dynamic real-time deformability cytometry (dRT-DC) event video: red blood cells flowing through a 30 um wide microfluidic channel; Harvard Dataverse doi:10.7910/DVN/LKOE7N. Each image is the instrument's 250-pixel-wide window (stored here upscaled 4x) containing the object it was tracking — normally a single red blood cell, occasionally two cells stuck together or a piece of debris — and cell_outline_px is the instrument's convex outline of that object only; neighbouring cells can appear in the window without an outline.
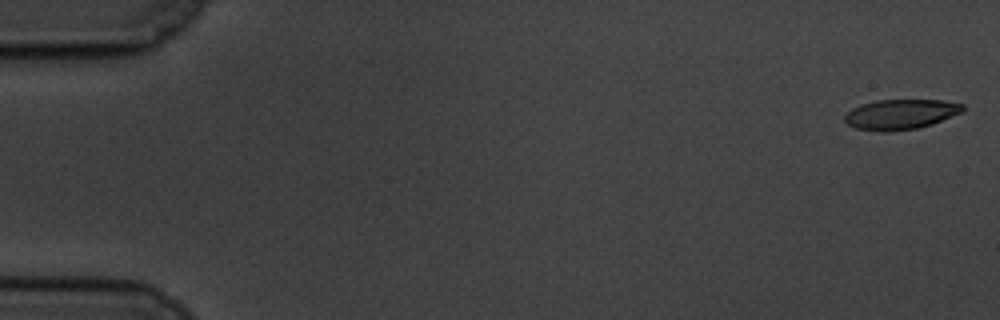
{"species": "common noctule bat (a hibernating species)", "species_latin": "Nyctalus noctula", "temperature_condition": "cold", "stored_images_in_passage": 18, "camera_frame_rate_fps": 3000, "um_per_image_px": 0.085, "animal": {"sex": "male", "body_mass_g": 19.5, "forearm_length_mm": 54.6}, "frame": {"image": 1, "passage_image": 1, "time_ms": 0.0, "image_size_px": [1000, 320], "cell_outline_px": [[964, 112], [932, 124], [916, 128], [884, 132], [856, 128], [848, 124], [844, 120], [844, 116], [852, 108], [860, 104], [876, 100], [944, 100], [964, 104]], "centroid_in_image_um": [76.57, 9.7], "position_along_channel_um": 8.4, "area_um2": 20.75}}
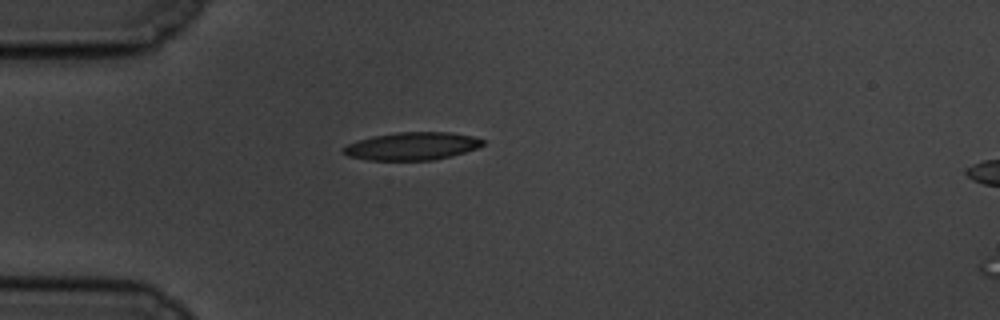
{"frame": {"image": 2, "passage_image": 16, "time_ms": 5.0, "image_size_px": [1000, 320], "cell_outline_px": [[484, 144], [476, 148], [464, 152], [432, 160], [368, 160], [348, 156], [340, 152], [348, 144], [372, 136], [396, 132], [452, 132], [472, 136], [484, 140]], "centroid_in_image_um": [35.0, 12.41], "position_along_channel_um": 50.0, "area_um2": 22.43}}